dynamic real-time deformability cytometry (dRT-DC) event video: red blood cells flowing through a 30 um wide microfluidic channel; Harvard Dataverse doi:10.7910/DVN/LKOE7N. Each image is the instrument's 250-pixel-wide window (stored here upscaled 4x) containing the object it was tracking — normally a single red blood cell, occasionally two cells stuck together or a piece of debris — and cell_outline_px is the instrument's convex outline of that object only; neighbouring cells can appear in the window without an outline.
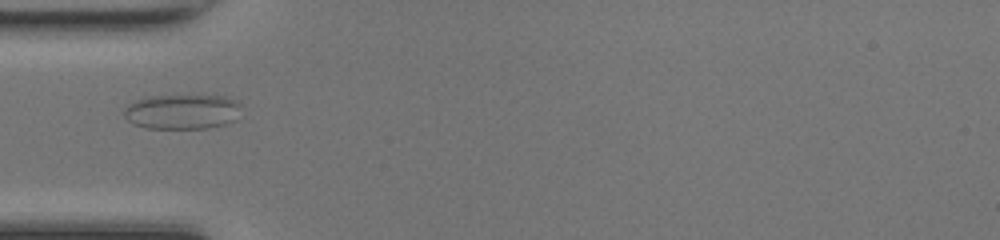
{"species": "common noctule bat (a hibernating species)", "species_latin": "Nyctalus noctula", "temperature_condition": "room temperature", "stored_images_in_passage": 35, "camera_frame_rate_fps": 3000, "um_per_image_px": 0.085, "animal": {"sex": "female", "body_mass_g": 17.0, "forearm_length_mm": 48.0}, "frame": {"image": 1, "passage_image": 1, "time_ms": 0.0, "image_size_px": [1000, 240], "cell_outline_px": [[240, 104], [232, 120], [224, 124], [208, 128], [144, 128], [132, 124], [124, 116], [124, 108], [128, 104], [144, 96], [224, 96], [236, 100]], "centroid_in_image_um": [15.39, 9.49], "position_along_channel_um": 69.6, "area_um2": 23.58}}
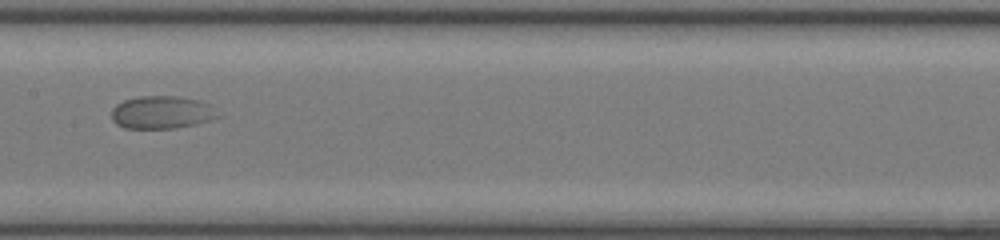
{"frame": {"image": 2, "passage_image": 10, "time_ms": 3.0, "image_size_px": [1000, 240], "cell_outline_px": [[220, 116], [196, 124], [172, 128], [124, 128], [116, 124], [112, 120], [112, 108], [116, 104], [124, 100], [136, 96], [176, 96], [196, 100], [208, 104]], "centroid_in_image_um": [13.68, 9.55], "position_along_channel_um": 193.7, "area_um2": 20.11}}
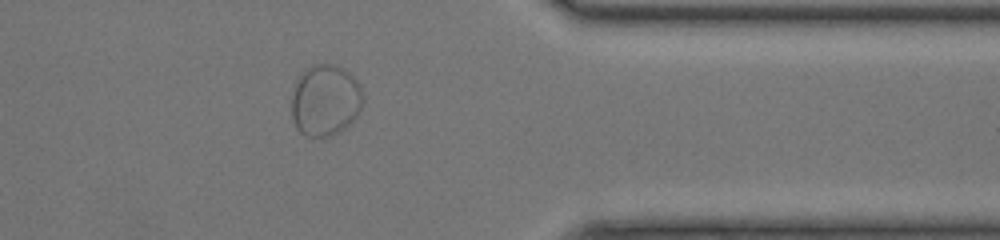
{"frame": {"image": 3, "passage_image": 25, "time_ms": 8.0, "image_size_px": [1000, 240], "cell_outline_px": [[364, 96], [360, 108], [356, 116], [344, 128], [332, 136], [304, 136], [296, 128], [292, 120], [292, 96], [296, 80], [304, 68], [312, 64], [336, 64], [344, 68], [360, 84]], "centroid_in_image_um": [27.63, 8.5], "position_along_channel_um": 383.8, "area_um2": 30.0}, "authors_computed_cell_mechanics": {"area_um2": 21.6172, "velocity_mm_per_s": 4.1199, "shape_relaxation_time_tau1_ms": 2.9383, "shape_relaxation_time_tau2_ms": null, "deformation_change_tau1": 0.0697, "deformation_change_tau2": null}}